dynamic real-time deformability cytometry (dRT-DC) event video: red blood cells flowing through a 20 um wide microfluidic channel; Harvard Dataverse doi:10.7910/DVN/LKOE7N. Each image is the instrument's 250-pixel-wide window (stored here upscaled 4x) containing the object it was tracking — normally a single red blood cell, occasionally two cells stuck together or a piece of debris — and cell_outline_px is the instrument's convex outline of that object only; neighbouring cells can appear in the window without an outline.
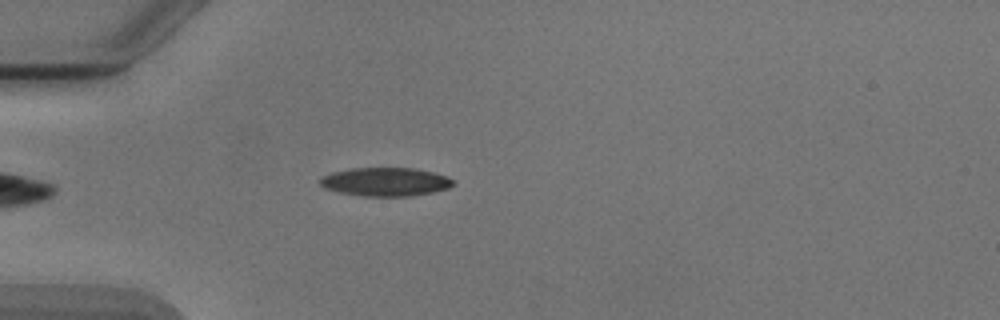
{"species": "Egyptian fruit bat (a non-hibernating species)", "species_latin": "Rousettus aegyptiacus", "temperature_condition": "cold", "stored_images_in_passage": 44, "camera_frame_rate_fps": 3000, "um_per_image_px": 0.085, "animal": {"sex": "male"}, "frame": {"image": 1, "passage_image": 7, "time_ms": 2.0, "image_size_px": [1000, 320], "cell_outline_px": [[456, 184], [448, 188], [432, 192], [408, 196], [364, 196], [340, 192], [324, 188], [320, 184], [320, 180], [324, 176], [332, 172], [352, 168], [412, 168], [432, 172], [444, 176], [452, 180]], "centroid_in_image_um": [32.75, 15.45], "position_along_channel_um": 52.2, "area_um2": 21.85}}
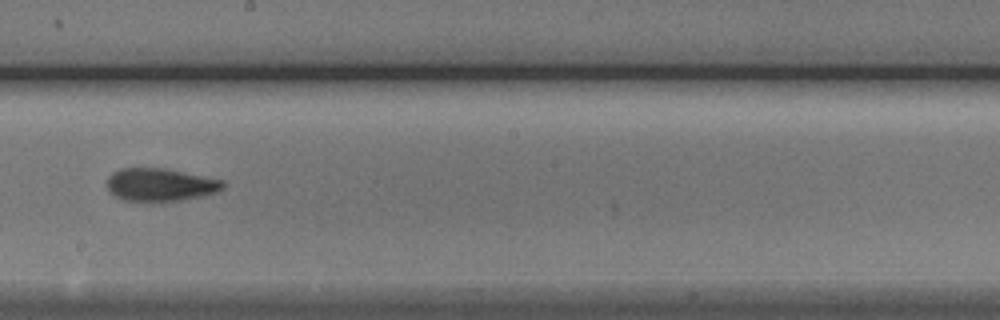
{"frame": {"image": 2, "passage_image": 22, "time_ms": 7.0, "image_size_px": [1000, 320], "cell_outline_px": [[224, 188], [216, 192], [204, 196], [180, 200], [124, 200], [116, 196], [108, 188], [108, 176], [112, 172], [120, 168], [164, 168], [224, 180]], "centroid_in_image_um": [13.65, 15.68], "position_along_channel_um": 234.5, "area_um2": 21.91}}
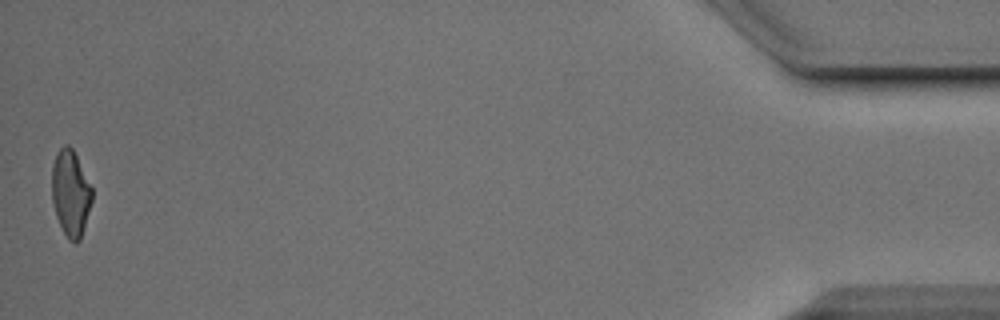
{"frame": {"image": 3, "passage_image": 44, "time_ms": 14.333, "image_size_px": [1000, 320], "cell_outline_px": [[92, 200], [80, 240], [76, 244], [68, 240], [56, 216], [52, 200], [52, 164], [56, 152], [64, 144], [68, 144], [72, 148], [92, 188]], "centroid_in_image_um": [5.99, 16.41], "position_along_channel_um": 429.2, "area_um2": 20.06}, "authors_computed_cell_mechanics": {"area_um2": 21.675, "velocity_mm_per_s": 3.8992, "shape_relaxation_time_tau1_ms": 5.3014, "shape_relaxation_time_tau2_ms": 3.119, "deformation_change_tau1": 0.1746, "deformation_change_tau2": 0.0988}}